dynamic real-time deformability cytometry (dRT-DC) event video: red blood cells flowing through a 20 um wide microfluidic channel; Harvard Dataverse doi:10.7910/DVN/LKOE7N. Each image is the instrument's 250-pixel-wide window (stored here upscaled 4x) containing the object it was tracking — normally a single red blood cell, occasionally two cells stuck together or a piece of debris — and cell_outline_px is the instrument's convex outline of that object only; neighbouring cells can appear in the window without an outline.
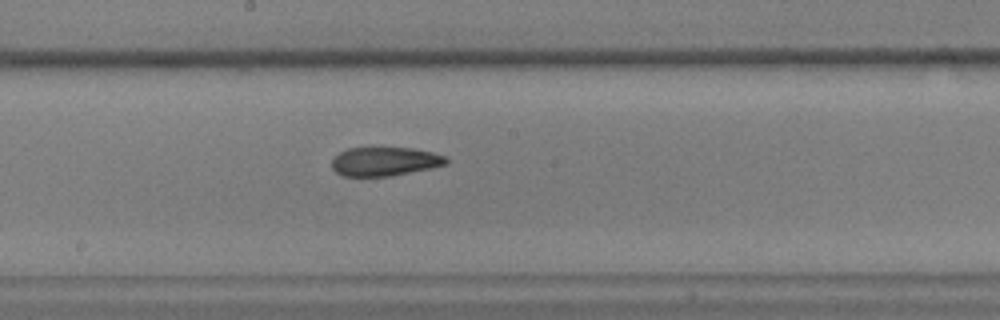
{"species": "common noctule bat (a hibernating species)", "species_latin": "Nyctalus noctula", "temperature_condition": "warm", "stored_images_in_passage": 31, "camera_frame_rate_fps": 3000, "um_per_image_px": 0.085, "animal": {"sex": "male", "body_mass_g": 17.9, "forearm_length_mm": 54.2}, "frame": {"image": 1, "passage_image": 13, "time_ms": 4.0, "image_size_px": [1000, 320], "cell_outline_px": [[448, 164], [432, 168], [392, 176], [344, 176], [336, 172], [332, 168], [332, 160], [340, 152], [348, 148], [412, 148], [432, 152], [448, 156]], "centroid_in_image_um": [32.75, 13.73], "position_along_channel_um": 215.4, "area_um2": 19.31}}
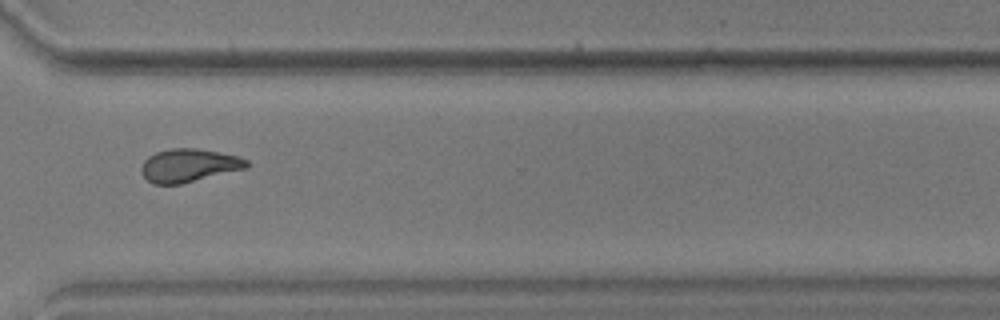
{"frame": {"image": 2, "passage_image": 23, "time_ms": 7.333, "image_size_px": [1000, 320], "cell_outline_px": [[248, 168], [180, 184], [152, 184], [140, 172], [140, 168], [144, 160], [148, 156], [156, 152], [172, 148], [196, 148], [220, 152], [240, 156], [248, 160]], "centroid_in_image_um": [16.06, 14.05], "position_along_channel_um": 354.5, "area_um2": 20.52}}
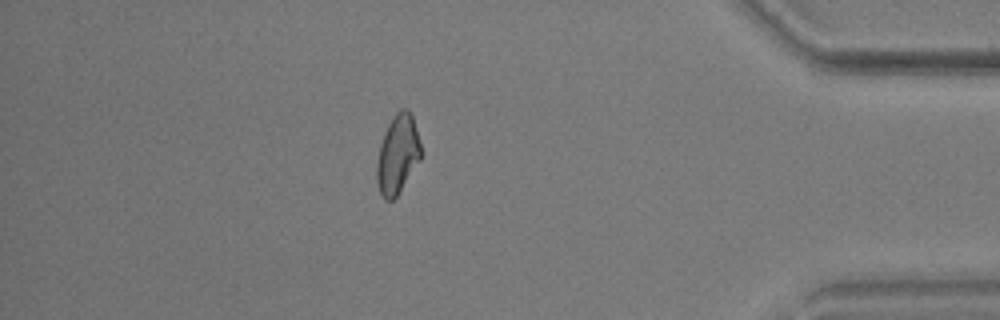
{"frame": {"image": 3, "passage_image": 29, "time_ms": 9.333, "image_size_px": [1000, 320], "cell_outline_px": [[420, 160], [396, 196], [392, 200], [384, 200], [380, 192], [376, 180], [376, 164], [380, 144], [384, 132], [388, 124], [396, 112], [400, 108], [408, 108], [412, 116], [420, 144]], "centroid_in_image_um": [33.77, 13.11], "position_along_channel_um": 401.4, "area_um2": 20.06}}